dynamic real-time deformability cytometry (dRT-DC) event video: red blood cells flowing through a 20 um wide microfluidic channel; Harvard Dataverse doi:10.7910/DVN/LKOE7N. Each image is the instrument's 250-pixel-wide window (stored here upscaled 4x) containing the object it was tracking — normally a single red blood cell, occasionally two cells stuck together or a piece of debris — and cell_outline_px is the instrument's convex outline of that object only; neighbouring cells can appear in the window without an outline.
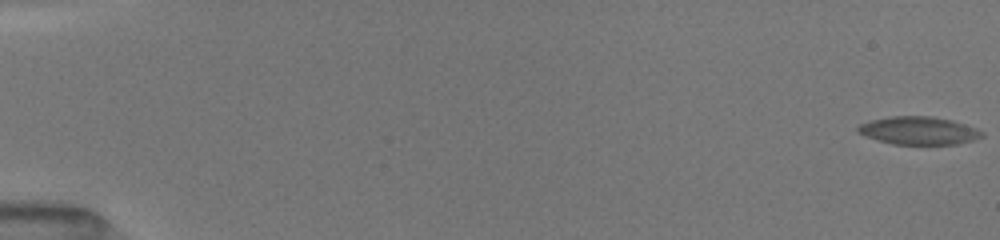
{"species": "common noctule bat (a hibernating species)", "species_latin": "Nyctalus noctula", "temperature_condition": "room temperature", "stored_images_in_passage": 17, "camera_frame_rate_fps": 3000, "um_per_image_px": 0.085, "animal": {"sex": "female", "body_mass_g": 19.5, "forearm_length_mm": 54.1}, "frame": {"image": 1, "passage_image": 1, "time_ms": 0.0, "image_size_px": [1000, 240], "cell_outline_px": [[984, 136], [972, 140], [956, 144], [892, 144], [864, 136], [856, 132], [856, 128], [860, 124], [872, 120], [892, 116], [932, 116], [952, 120], [976, 128], [984, 132]], "centroid_in_image_um": [78.07, 11.1], "position_along_channel_um": 6.9, "area_um2": 20.17}}
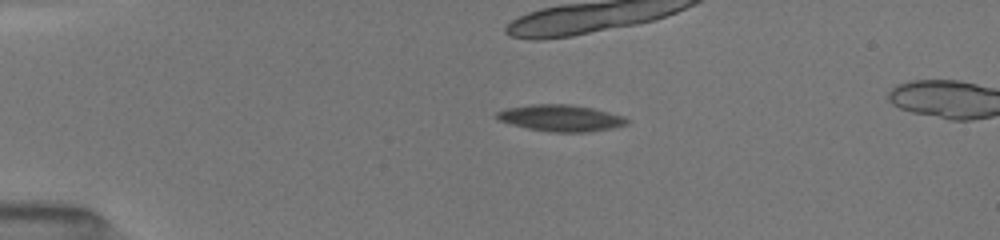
{"frame": {"image": 2, "passage_image": 13, "time_ms": 4.0, "image_size_px": [1000, 240], "cell_outline_px": [[628, 124], [612, 128], [584, 132], [552, 132], [528, 128], [512, 124], [500, 120], [496, 116], [496, 112], [504, 108], [532, 104], [572, 104], [592, 108], [624, 116], [628, 120]], "centroid_in_image_um": [47.66, 10.02], "position_along_channel_um": 37.3, "area_um2": 20.0}}